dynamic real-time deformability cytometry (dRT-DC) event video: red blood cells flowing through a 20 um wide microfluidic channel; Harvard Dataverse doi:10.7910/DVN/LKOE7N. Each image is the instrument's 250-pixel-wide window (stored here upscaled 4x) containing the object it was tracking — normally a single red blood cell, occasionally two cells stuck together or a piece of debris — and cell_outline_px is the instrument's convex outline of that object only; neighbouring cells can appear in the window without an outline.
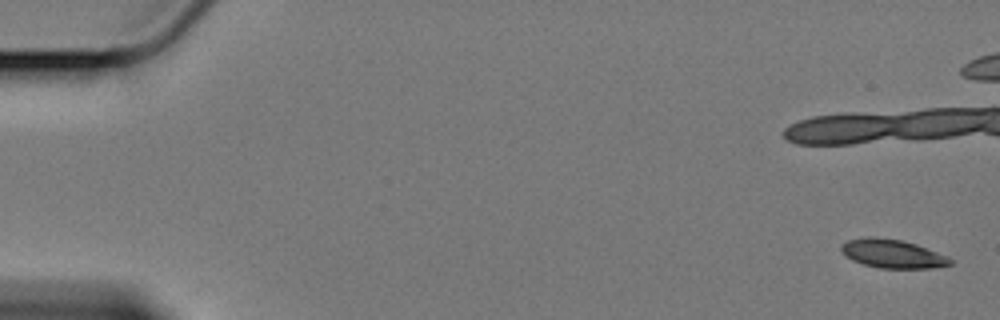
{"species": "Egyptian fruit bat (a non-hibernating species)", "species_latin": "Rousettus aegyptiacus", "temperature_condition": "cold", "stored_images_in_passage": 60, "camera_frame_rate_fps": 3000, "um_per_image_px": 0.085, "animal": {"sex": "female"}, "frame": {"image": 1, "passage_image": 1, "time_ms": 0.0, "image_size_px": [1000, 320], "cell_outline_px": [[952, 264], [928, 268], [880, 268], [864, 264], [852, 260], [840, 248], [840, 244], [848, 240], [868, 236], [876, 236], [900, 240], [916, 244], [948, 256], [952, 260]], "centroid_in_image_um": [75.86, 21.55], "position_along_channel_um": 9.1, "area_um2": 18.03}, "authors_computed_cell_mechanics": {"area_um2": 19.0162, "velocity_mm_per_s": 3.3906, "shape_relaxation_time_tau1_ms": 6.6535, "shape_relaxation_time_tau2_ms": 6.6331, "deformation_change_tau1": 0.123, "deformation_change_tau2": 0.1125}}